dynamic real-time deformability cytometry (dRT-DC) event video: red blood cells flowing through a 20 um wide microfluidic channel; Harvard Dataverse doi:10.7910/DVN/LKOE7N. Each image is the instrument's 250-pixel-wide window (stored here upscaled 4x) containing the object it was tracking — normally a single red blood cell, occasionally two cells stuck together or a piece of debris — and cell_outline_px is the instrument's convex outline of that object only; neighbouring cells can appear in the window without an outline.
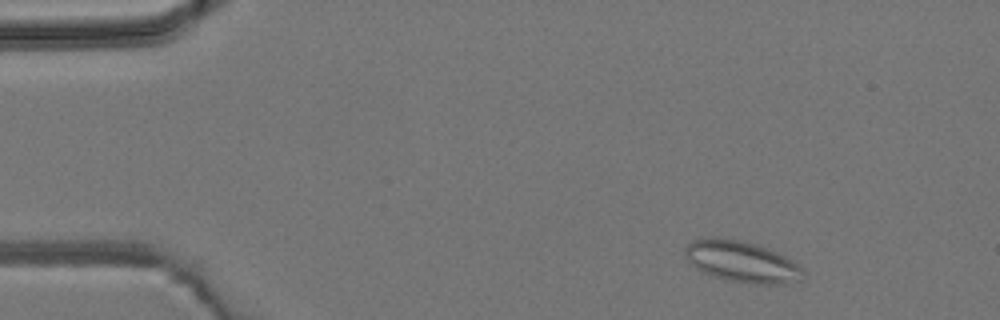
{"species": "common noctule bat (a hibernating species)", "species_latin": "Nyctalus noctula", "temperature_condition": "room temperature", "stored_images_in_passage": 4, "camera_frame_rate_fps": 3000, "um_per_image_px": 0.085, "animal": {"sex": "male", "body_mass_g": 19.2, "forearm_length_mm": 51.8}, "frame": {"image": 1, "passage_image": 1, "time_ms": 0.0, "image_size_px": [1000, 320], "cell_outline_px": [[804, 272], [796, 280], [784, 284], [752, 284], [728, 280], [704, 272], [696, 268], [684, 256], [684, 248], [692, 240], [708, 236], [712, 236], [736, 240], [756, 244], [768, 248], [792, 260], [804, 268]], "centroid_in_image_um": [63.01, 22.22], "position_along_channel_um": 22.0, "area_um2": 28.21}}
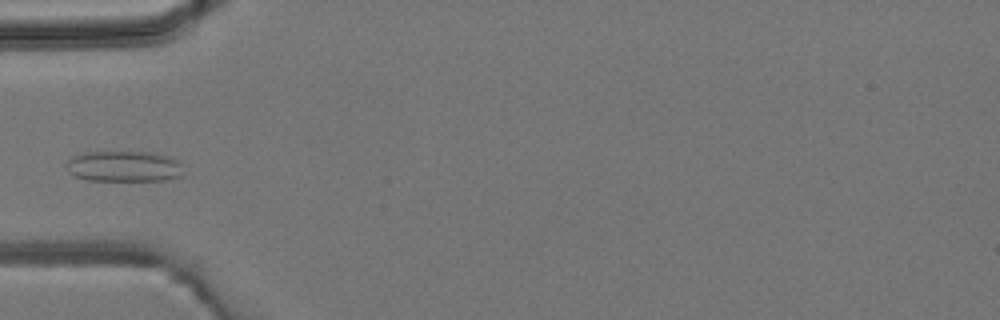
{"frame": {"image": 2, "passage_image": 4, "time_ms": 3.333, "image_size_px": [1000, 320], "cell_outline_px": [[180, 176], [164, 180], [88, 180], [72, 176], [68, 172], [64, 164], [72, 156], [84, 152], [156, 152], [180, 160]], "centroid_in_image_um": [10.47, 14.13], "position_along_channel_um": 74.5, "area_um2": 21.15}}